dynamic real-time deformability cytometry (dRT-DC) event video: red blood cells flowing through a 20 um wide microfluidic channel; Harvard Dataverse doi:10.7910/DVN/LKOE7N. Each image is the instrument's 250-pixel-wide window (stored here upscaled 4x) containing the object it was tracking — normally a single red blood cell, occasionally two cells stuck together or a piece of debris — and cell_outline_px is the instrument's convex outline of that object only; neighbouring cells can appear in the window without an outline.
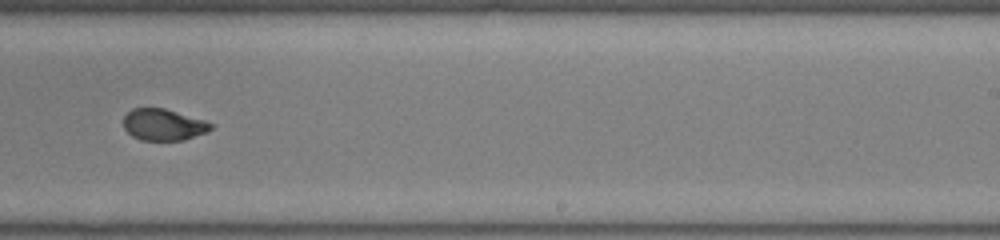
{"species": "common noctule bat (a hibernating species)", "species_latin": "Nyctalus noctula", "temperature_condition": "room temperature", "stored_images_in_passage": 55, "segment_of_instrument_passage": [2, 2], "camera_frame_rate_fps": 3000, "um_per_image_px": 0.085, "animal": {"sex": "female", "body_mass_g": 22.0, "forearm_length_mm": 56.7}, "frame": {"image": 1, "passage_image": 38, "time_ms": 12.333, "image_size_px": [1000, 240], "cell_outline_px": [[216, 124], [212, 128], [204, 132], [184, 140], [140, 140], [132, 136], [124, 128], [124, 116], [132, 108], [164, 108], [204, 120]], "centroid_in_image_um": [13.88, 10.59], "position_along_channel_um": 275.1, "area_um2": 15.95}}
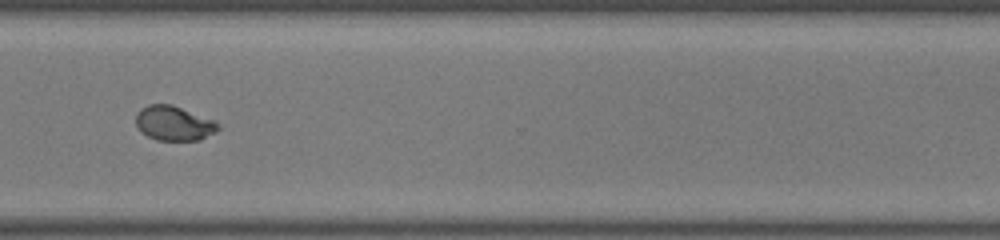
{"frame": {"image": 2, "passage_image": 44, "time_ms": 14.333, "image_size_px": [1000, 240], "cell_outline_px": [[220, 128], [216, 132], [200, 140], [156, 140], [148, 136], [136, 124], [136, 116], [140, 108], [148, 104], [172, 104], [216, 120]], "centroid_in_image_um": [14.82, 10.46], "position_along_channel_um": 355.8, "area_um2": 16.65}}